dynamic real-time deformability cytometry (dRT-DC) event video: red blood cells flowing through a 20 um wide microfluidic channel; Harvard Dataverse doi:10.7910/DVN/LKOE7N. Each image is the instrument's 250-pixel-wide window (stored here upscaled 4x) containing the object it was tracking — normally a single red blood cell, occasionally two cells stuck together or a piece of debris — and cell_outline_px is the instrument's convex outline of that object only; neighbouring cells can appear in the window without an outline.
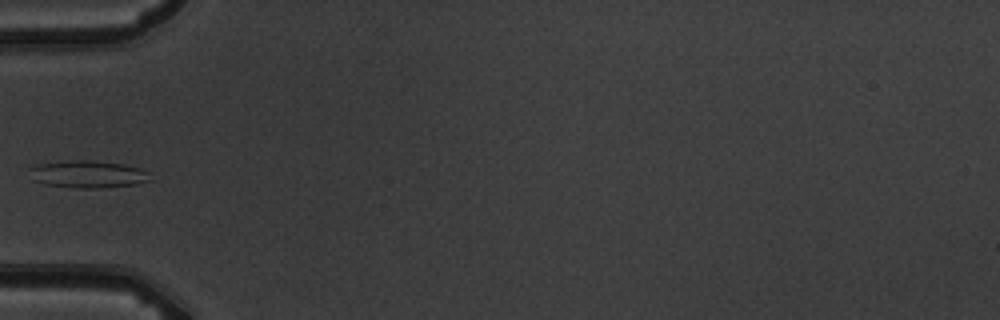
{"species": "common noctule bat (a hibernating species)", "species_latin": "Nyctalus noctula", "temperature_condition": "warm", "stored_images_in_passage": 6, "camera_frame_rate_fps": 3000, "um_per_image_px": 0.085, "animal": {"sex": "male", "body_mass_g": 19.5, "forearm_length_mm": 54.6}, "frame": {"image": 1, "passage_image": 5, "time_ms": 5.333, "image_size_px": [1000, 320], "cell_outline_px": [[152, 180], [136, 184], [100, 188], [72, 188], [44, 184], [32, 180], [28, 168], [40, 164], [72, 160], [88, 160], [124, 164], [140, 168], [148, 172]], "centroid_in_image_um": [7.47, 14.82], "position_along_channel_um": 77.5, "area_um2": 19.31}}
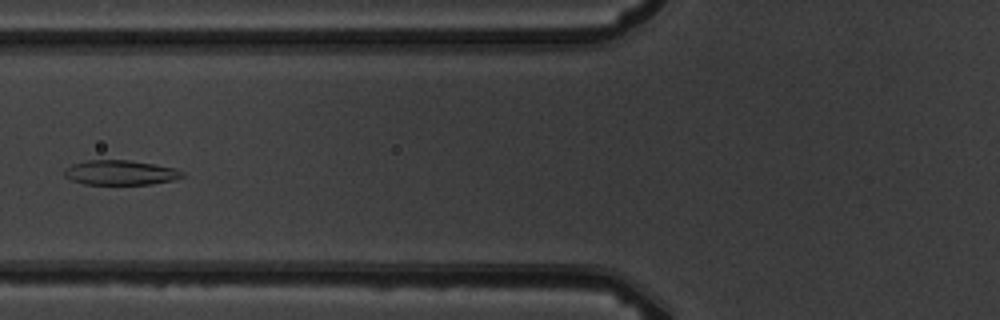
{"frame": {"image": 2, "passage_image": 6, "time_ms": 6.333, "image_size_px": [1000, 320], "cell_outline_px": [[184, 176], [172, 180], [152, 184], [84, 184], [72, 180], [64, 176], [64, 168], [72, 164], [88, 160], [128, 160], [176, 168], [184, 172]], "centroid_in_image_um": [10.22, 14.67], "position_along_channel_um": 115.6, "area_um2": 16.94}}